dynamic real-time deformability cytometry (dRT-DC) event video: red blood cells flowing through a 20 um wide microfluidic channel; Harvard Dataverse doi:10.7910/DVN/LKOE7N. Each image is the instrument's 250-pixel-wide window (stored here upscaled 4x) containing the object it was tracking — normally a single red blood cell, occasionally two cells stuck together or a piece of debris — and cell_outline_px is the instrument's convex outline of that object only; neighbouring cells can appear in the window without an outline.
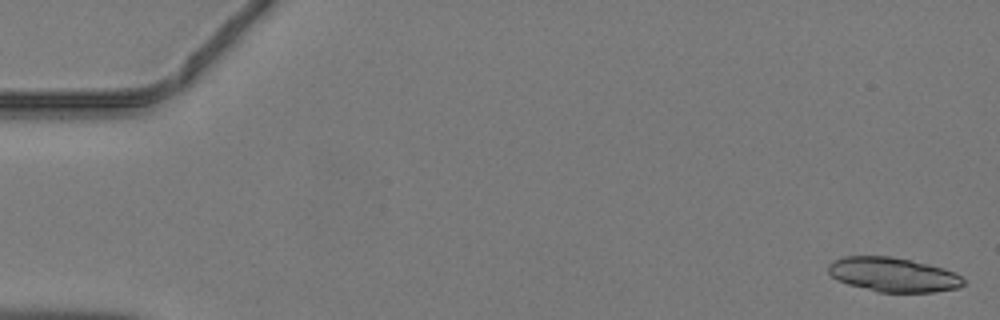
{"species": "common noctule bat (a hibernating species)", "species_latin": "Nyctalus noctula", "temperature_condition": "warm", "stored_images_in_passage": 8, "camera_frame_rate_fps": 3000, "um_per_image_px": 0.085, "animal": {"sex": "male", "body_mass_g": 19.2, "forearm_length_mm": 51.8}, "frame": {"image": 1, "passage_image": 1, "time_ms": 0.0, "image_size_px": [1000, 320], "cell_outline_px": [[964, 284], [960, 288], [932, 292], [876, 292], [848, 284], [836, 280], [828, 272], [828, 264], [832, 260], [840, 256], [892, 256], [928, 264], [944, 268], [956, 272], [964, 280]], "centroid_in_image_um": [75.9, 23.34], "position_along_channel_um": 9.1, "area_um2": 27.34}}